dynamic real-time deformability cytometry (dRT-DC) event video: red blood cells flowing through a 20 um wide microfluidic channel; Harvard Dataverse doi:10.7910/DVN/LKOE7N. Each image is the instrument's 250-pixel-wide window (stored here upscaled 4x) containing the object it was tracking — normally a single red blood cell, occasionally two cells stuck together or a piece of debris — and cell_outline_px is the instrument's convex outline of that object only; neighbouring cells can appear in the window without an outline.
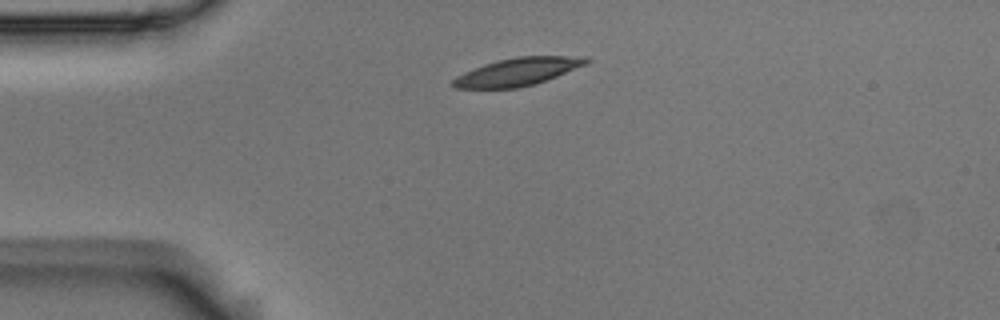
{"species": "Egyptian fruit bat (a non-hibernating species)", "species_latin": "Rousettus aegyptiacus", "temperature_condition": "room temperature", "stored_images_in_passage": 44, "camera_frame_rate_fps": 3000, "um_per_image_px": 0.085, "animal": {"sex": "male"}, "frame": {"image": 1, "passage_image": 1, "time_ms": 0.0, "image_size_px": [1000, 320], "cell_outline_px": [[592, 60], [584, 64], [556, 76], [532, 84], [516, 88], [456, 88], [452, 84], [452, 80], [456, 76], [464, 72], [484, 64], [496, 60], [516, 56], [588, 56]], "centroid_in_image_um": [43.98, 6.08], "position_along_channel_um": 41.0, "area_um2": 21.27}}
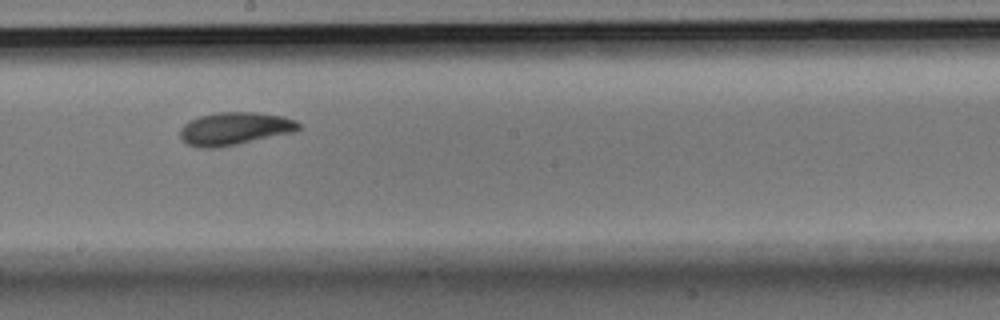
{"frame": {"image": 2, "passage_image": 19, "time_ms": 6.0, "image_size_px": [1000, 320], "cell_outline_px": [[300, 128], [296, 132], [220, 148], [196, 148], [188, 144], [180, 136], [180, 128], [188, 120], [200, 116], [216, 112], [256, 112], [284, 116], [296, 120], [300, 124]], "centroid_in_image_um": [19.96, 10.94], "position_along_channel_um": 228.2, "area_um2": 23.06}}
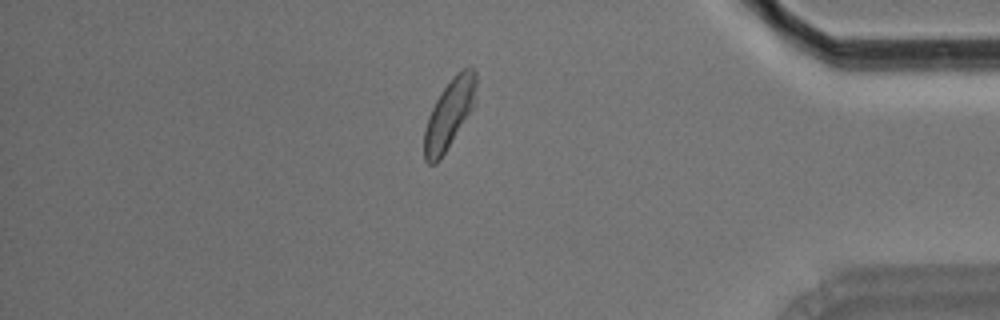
{"frame": {"image": 3, "passage_image": 36, "time_ms": 11.667, "image_size_px": [1000, 320], "cell_outline_px": [[476, 104], [440, 160], [436, 164], [428, 164], [424, 160], [424, 128], [428, 116], [440, 92], [452, 76], [460, 68], [472, 68], [476, 72]], "centroid_in_image_um": [38.19, 9.68], "position_along_channel_um": 397.0, "area_um2": 21.27}, "authors_computed_cell_mechanics": {"area_um2": 21.675, "velocity_mm_per_s": 3.5475, "shape_relaxation_time_tau1_ms": 3.0583, "shape_relaxation_time_tau2_ms": 3.9358, "deformation_change_tau1": 0.1514, "deformation_change_tau2": 0.1041}}